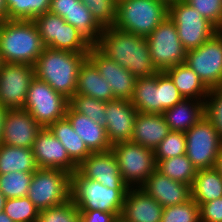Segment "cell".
Instances as JSON below:
<instances>
[{
    "mask_svg": "<svg viewBox=\"0 0 222 222\" xmlns=\"http://www.w3.org/2000/svg\"><path fill=\"white\" fill-rule=\"evenodd\" d=\"M95 46L136 78L152 76L158 72L152 63L147 38L144 36L114 26L106 27Z\"/></svg>",
    "mask_w": 222,
    "mask_h": 222,
    "instance_id": "6da1fadb",
    "label": "cell"
},
{
    "mask_svg": "<svg viewBox=\"0 0 222 222\" xmlns=\"http://www.w3.org/2000/svg\"><path fill=\"white\" fill-rule=\"evenodd\" d=\"M87 58L88 53L45 47L34 65L35 77L70 100L76 93L80 66Z\"/></svg>",
    "mask_w": 222,
    "mask_h": 222,
    "instance_id": "7a4b0ae2",
    "label": "cell"
},
{
    "mask_svg": "<svg viewBox=\"0 0 222 222\" xmlns=\"http://www.w3.org/2000/svg\"><path fill=\"white\" fill-rule=\"evenodd\" d=\"M45 46L33 20L0 22V57L5 63L34 66Z\"/></svg>",
    "mask_w": 222,
    "mask_h": 222,
    "instance_id": "3957f363",
    "label": "cell"
},
{
    "mask_svg": "<svg viewBox=\"0 0 222 222\" xmlns=\"http://www.w3.org/2000/svg\"><path fill=\"white\" fill-rule=\"evenodd\" d=\"M169 14V4L163 0L117 1L114 27L147 37Z\"/></svg>",
    "mask_w": 222,
    "mask_h": 222,
    "instance_id": "277c9868",
    "label": "cell"
},
{
    "mask_svg": "<svg viewBox=\"0 0 222 222\" xmlns=\"http://www.w3.org/2000/svg\"><path fill=\"white\" fill-rule=\"evenodd\" d=\"M128 189H112L100 182L71 175V200L79 210H99L121 216Z\"/></svg>",
    "mask_w": 222,
    "mask_h": 222,
    "instance_id": "5b68a950",
    "label": "cell"
},
{
    "mask_svg": "<svg viewBox=\"0 0 222 222\" xmlns=\"http://www.w3.org/2000/svg\"><path fill=\"white\" fill-rule=\"evenodd\" d=\"M71 174L56 168H38L32 176L27 197L39 209L65 204L71 199Z\"/></svg>",
    "mask_w": 222,
    "mask_h": 222,
    "instance_id": "8992f818",
    "label": "cell"
},
{
    "mask_svg": "<svg viewBox=\"0 0 222 222\" xmlns=\"http://www.w3.org/2000/svg\"><path fill=\"white\" fill-rule=\"evenodd\" d=\"M168 17L176 25L178 37L186 51L198 48L219 31L184 0L169 3Z\"/></svg>",
    "mask_w": 222,
    "mask_h": 222,
    "instance_id": "52a82bcc",
    "label": "cell"
},
{
    "mask_svg": "<svg viewBox=\"0 0 222 222\" xmlns=\"http://www.w3.org/2000/svg\"><path fill=\"white\" fill-rule=\"evenodd\" d=\"M45 47L76 53H88L92 45L71 24L51 12L33 19Z\"/></svg>",
    "mask_w": 222,
    "mask_h": 222,
    "instance_id": "ba28073f",
    "label": "cell"
},
{
    "mask_svg": "<svg viewBox=\"0 0 222 222\" xmlns=\"http://www.w3.org/2000/svg\"><path fill=\"white\" fill-rule=\"evenodd\" d=\"M68 106L69 100L65 96L56 92L48 83L34 77L23 109L28 111L42 128H48L65 117Z\"/></svg>",
    "mask_w": 222,
    "mask_h": 222,
    "instance_id": "9c48e42d",
    "label": "cell"
},
{
    "mask_svg": "<svg viewBox=\"0 0 222 222\" xmlns=\"http://www.w3.org/2000/svg\"><path fill=\"white\" fill-rule=\"evenodd\" d=\"M111 150L116 157L122 179L129 187H140L156 170L152 149L125 141L113 144Z\"/></svg>",
    "mask_w": 222,
    "mask_h": 222,
    "instance_id": "30bf717a",
    "label": "cell"
},
{
    "mask_svg": "<svg viewBox=\"0 0 222 222\" xmlns=\"http://www.w3.org/2000/svg\"><path fill=\"white\" fill-rule=\"evenodd\" d=\"M146 38L152 63L158 72L185 63L187 51L178 37L176 25L169 17Z\"/></svg>",
    "mask_w": 222,
    "mask_h": 222,
    "instance_id": "8fae6325",
    "label": "cell"
},
{
    "mask_svg": "<svg viewBox=\"0 0 222 222\" xmlns=\"http://www.w3.org/2000/svg\"><path fill=\"white\" fill-rule=\"evenodd\" d=\"M185 137V154L197 170L214 167L222 148V140L214 124L205 116L185 132Z\"/></svg>",
    "mask_w": 222,
    "mask_h": 222,
    "instance_id": "7c38bea8",
    "label": "cell"
},
{
    "mask_svg": "<svg viewBox=\"0 0 222 222\" xmlns=\"http://www.w3.org/2000/svg\"><path fill=\"white\" fill-rule=\"evenodd\" d=\"M185 63L209 89L222 88V30L198 48L187 51Z\"/></svg>",
    "mask_w": 222,
    "mask_h": 222,
    "instance_id": "4fadbf2b",
    "label": "cell"
},
{
    "mask_svg": "<svg viewBox=\"0 0 222 222\" xmlns=\"http://www.w3.org/2000/svg\"><path fill=\"white\" fill-rule=\"evenodd\" d=\"M35 77L34 66L2 62L0 67V105L8 110L23 109L31 81Z\"/></svg>",
    "mask_w": 222,
    "mask_h": 222,
    "instance_id": "5bb4252c",
    "label": "cell"
},
{
    "mask_svg": "<svg viewBox=\"0 0 222 222\" xmlns=\"http://www.w3.org/2000/svg\"><path fill=\"white\" fill-rule=\"evenodd\" d=\"M88 59L109 83L115 99H131L137 78L128 69L107 57L96 46L89 50Z\"/></svg>",
    "mask_w": 222,
    "mask_h": 222,
    "instance_id": "9a60e30c",
    "label": "cell"
},
{
    "mask_svg": "<svg viewBox=\"0 0 222 222\" xmlns=\"http://www.w3.org/2000/svg\"><path fill=\"white\" fill-rule=\"evenodd\" d=\"M77 172L84 178L95 180L112 189H129L119 172L112 150L91 153L79 166Z\"/></svg>",
    "mask_w": 222,
    "mask_h": 222,
    "instance_id": "2e32d148",
    "label": "cell"
},
{
    "mask_svg": "<svg viewBox=\"0 0 222 222\" xmlns=\"http://www.w3.org/2000/svg\"><path fill=\"white\" fill-rule=\"evenodd\" d=\"M32 150L38 168L61 169L71 175L78 169L49 128H42L38 132Z\"/></svg>",
    "mask_w": 222,
    "mask_h": 222,
    "instance_id": "e0dca14e",
    "label": "cell"
},
{
    "mask_svg": "<svg viewBox=\"0 0 222 222\" xmlns=\"http://www.w3.org/2000/svg\"><path fill=\"white\" fill-rule=\"evenodd\" d=\"M105 129L111 145L130 141L134 132V122L138 111L130 100L115 99L106 102Z\"/></svg>",
    "mask_w": 222,
    "mask_h": 222,
    "instance_id": "ac0fdd59",
    "label": "cell"
},
{
    "mask_svg": "<svg viewBox=\"0 0 222 222\" xmlns=\"http://www.w3.org/2000/svg\"><path fill=\"white\" fill-rule=\"evenodd\" d=\"M42 127L24 109L8 110L2 133V144L21 148H33Z\"/></svg>",
    "mask_w": 222,
    "mask_h": 222,
    "instance_id": "d6986e66",
    "label": "cell"
},
{
    "mask_svg": "<svg viewBox=\"0 0 222 222\" xmlns=\"http://www.w3.org/2000/svg\"><path fill=\"white\" fill-rule=\"evenodd\" d=\"M150 197H153L163 208L186 203L191 199L190 186L155 170L140 186Z\"/></svg>",
    "mask_w": 222,
    "mask_h": 222,
    "instance_id": "ffe728a7",
    "label": "cell"
},
{
    "mask_svg": "<svg viewBox=\"0 0 222 222\" xmlns=\"http://www.w3.org/2000/svg\"><path fill=\"white\" fill-rule=\"evenodd\" d=\"M163 209L140 187H129L121 217L127 222H161Z\"/></svg>",
    "mask_w": 222,
    "mask_h": 222,
    "instance_id": "44dd1931",
    "label": "cell"
},
{
    "mask_svg": "<svg viewBox=\"0 0 222 222\" xmlns=\"http://www.w3.org/2000/svg\"><path fill=\"white\" fill-rule=\"evenodd\" d=\"M65 117L91 153L111 150L112 145L108 141L106 129L103 125L77 113L70 106L66 110Z\"/></svg>",
    "mask_w": 222,
    "mask_h": 222,
    "instance_id": "7402d4cb",
    "label": "cell"
},
{
    "mask_svg": "<svg viewBox=\"0 0 222 222\" xmlns=\"http://www.w3.org/2000/svg\"><path fill=\"white\" fill-rule=\"evenodd\" d=\"M169 132L170 129L162 114L138 112L130 141L154 151Z\"/></svg>",
    "mask_w": 222,
    "mask_h": 222,
    "instance_id": "603a6c76",
    "label": "cell"
},
{
    "mask_svg": "<svg viewBox=\"0 0 222 222\" xmlns=\"http://www.w3.org/2000/svg\"><path fill=\"white\" fill-rule=\"evenodd\" d=\"M162 115L170 131L185 133L205 117V103L196 99H183Z\"/></svg>",
    "mask_w": 222,
    "mask_h": 222,
    "instance_id": "cb8c5ba5",
    "label": "cell"
},
{
    "mask_svg": "<svg viewBox=\"0 0 222 222\" xmlns=\"http://www.w3.org/2000/svg\"><path fill=\"white\" fill-rule=\"evenodd\" d=\"M101 101L115 100L113 91L96 66L87 58L80 66L76 93Z\"/></svg>",
    "mask_w": 222,
    "mask_h": 222,
    "instance_id": "d4e9b609",
    "label": "cell"
},
{
    "mask_svg": "<svg viewBox=\"0 0 222 222\" xmlns=\"http://www.w3.org/2000/svg\"><path fill=\"white\" fill-rule=\"evenodd\" d=\"M173 81L184 99L205 101L210 89L186 64H179L164 71Z\"/></svg>",
    "mask_w": 222,
    "mask_h": 222,
    "instance_id": "484cf974",
    "label": "cell"
},
{
    "mask_svg": "<svg viewBox=\"0 0 222 222\" xmlns=\"http://www.w3.org/2000/svg\"><path fill=\"white\" fill-rule=\"evenodd\" d=\"M48 128L65 147L70 159L77 166L91 154L66 117L52 123Z\"/></svg>",
    "mask_w": 222,
    "mask_h": 222,
    "instance_id": "4316f807",
    "label": "cell"
},
{
    "mask_svg": "<svg viewBox=\"0 0 222 222\" xmlns=\"http://www.w3.org/2000/svg\"><path fill=\"white\" fill-rule=\"evenodd\" d=\"M191 199L199 206L222 197V176L214 168L200 169L190 187Z\"/></svg>",
    "mask_w": 222,
    "mask_h": 222,
    "instance_id": "83f0119b",
    "label": "cell"
},
{
    "mask_svg": "<svg viewBox=\"0 0 222 222\" xmlns=\"http://www.w3.org/2000/svg\"><path fill=\"white\" fill-rule=\"evenodd\" d=\"M38 169L32 148L0 144V175L9 172H35Z\"/></svg>",
    "mask_w": 222,
    "mask_h": 222,
    "instance_id": "f1b7e54d",
    "label": "cell"
},
{
    "mask_svg": "<svg viewBox=\"0 0 222 222\" xmlns=\"http://www.w3.org/2000/svg\"><path fill=\"white\" fill-rule=\"evenodd\" d=\"M130 103L140 113L158 114L157 73L136 79Z\"/></svg>",
    "mask_w": 222,
    "mask_h": 222,
    "instance_id": "f546056e",
    "label": "cell"
},
{
    "mask_svg": "<svg viewBox=\"0 0 222 222\" xmlns=\"http://www.w3.org/2000/svg\"><path fill=\"white\" fill-rule=\"evenodd\" d=\"M63 19L74 26L92 46L98 43L103 28L81 1L68 14H65Z\"/></svg>",
    "mask_w": 222,
    "mask_h": 222,
    "instance_id": "4dcf8cb0",
    "label": "cell"
},
{
    "mask_svg": "<svg viewBox=\"0 0 222 222\" xmlns=\"http://www.w3.org/2000/svg\"><path fill=\"white\" fill-rule=\"evenodd\" d=\"M156 170L170 179L190 187L198 171L186 154L158 161Z\"/></svg>",
    "mask_w": 222,
    "mask_h": 222,
    "instance_id": "1f68e13d",
    "label": "cell"
},
{
    "mask_svg": "<svg viewBox=\"0 0 222 222\" xmlns=\"http://www.w3.org/2000/svg\"><path fill=\"white\" fill-rule=\"evenodd\" d=\"M7 20H33L49 12L50 0H5Z\"/></svg>",
    "mask_w": 222,
    "mask_h": 222,
    "instance_id": "d6a6232c",
    "label": "cell"
},
{
    "mask_svg": "<svg viewBox=\"0 0 222 222\" xmlns=\"http://www.w3.org/2000/svg\"><path fill=\"white\" fill-rule=\"evenodd\" d=\"M34 172H9L0 175V191L6 199L26 197Z\"/></svg>",
    "mask_w": 222,
    "mask_h": 222,
    "instance_id": "836d02e7",
    "label": "cell"
},
{
    "mask_svg": "<svg viewBox=\"0 0 222 222\" xmlns=\"http://www.w3.org/2000/svg\"><path fill=\"white\" fill-rule=\"evenodd\" d=\"M69 106L77 113H80L105 127V101L97 100L81 94H75L69 100Z\"/></svg>",
    "mask_w": 222,
    "mask_h": 222,
    "instance_id": "e575fe53",
    "label": "cell"
},
{
    "mask_svg": "<svg viewBox=\"0 0 222 222\" xmlns=\"http://www.w3.org/2000/svg\"><path fill=\"white\" fill-rule=\"evenodd\" d=\"M39 211L27 196L6 199L3 210L14 222H37Z\"/></svg>",
    "mask_w": 222,
    "mask_h": 222,
    "instance_id": "d590c367",
    "label": "cell"
},
{
    "mask_svg": "<svg viewBox=\"0 0 222 222\" xmlns=\"http://www.w3.org/2000/svg\"><path fill=\"white\" fill-rule=\"evenodd\" d=\"M158 114L173 107L184 98L165 72H157Z\"/></svg>",
    "mask_w": 222,
    "mask_h": 222,
    "instance_id": "8d00e7d4",
    "label": "cell"
},
{
    "mask_svg": "<svg viewBox=\"0 0 222 222\" xmlns=\"http://www.w3.org/2000/svg\"><path fill=\"white\" fill-rule=\"evenodd\" d=\"M102 27H111L116 22V0H80Z\"/></svg>",
    "mask_w": 222,
    "mask_h": 222,
    "instance_id": "74e56055",
    "label": "cell"
},
{
    "mask_svg": "<svg viewBox=\"0 0 222 222\" xmlns=\"http://www.w3.org/2000/svg\"><path fill=\"white\" fill-rule=\"evenodd\" d=\"M161 222H200V207L193 199L165 207Z\"/></svg>",
    "mask_w": 222,
    "mask_h": 222,
    "instance_id": "f35d334b",
    "label": "cell"
},
{
    "mask_svg": "<svg viewBox=\"0 0 222 222\" xmlns=\"http://www.w3.org/2000/svg\"><path fill=\"white\" fill-rule=\"evenodd\" d=\"M186 137L184 132L170 131L165 139L154 150L155 162L184 155Z\"/></svg>",
    "mask_w": 222,
    "mask_h": 222,
    "instance_id": "ab89813d",
    "label": "cell"
},
{
    "mask_svg": "<svg viewBox=\"0 0 222 222\" xmlns=\"http://www.w3.org/2000/svg\"><path fill=\"white\" fill-rule=\"evenodd\" d=\"M37 222H80V212L70 199L65 204L40 210Z\"/></svg>",
    "mask_w": 222,
    "mask_h": 222,
    "instance_id": "60d3db41",
    "label": "cell"
},
{
    "mask_svg": "<svg viewBox=\"0 0 222 222\" xmlns=\"http://www.w3.org/2000/svg\"><path fill=\"white\" fill-rule=\"evenodd\" d=\"M205 103V116L214 124L222 140V88L210 89Z\"/></svg>",
    "mask_w": 222,
    "mask_h": 222,
    "instance_id": "b9f144b4",
    "label": "cell"
},
{
    "mask_svg": "<svg viewBox=\"0 0 222 222\" xmlns=\"http://www.w3.org/2000/svg\"><path fill=\"white\" fill-rule=\"evenodd\" d=\"M210 21L218 30H222V0H184Z\"/></svg>",
    "mask_w": 222,
    "mask_h": 222,
    "instance_id": "7bdbcfd3",
    "label": "cell"
},
{
    "mask_svg": "<svg viewBox=\"0 0 222 222\" xmlns=\"http://www.w3.org/2000/svg\"><path fill=\"white\" fill-rule=\"evenodd\" d=\"M200 222H222V197L200 206Z\"/></svg>",
    "mask_w": 222,
    "mask_h": 222,
    "instance_id": "ee69618b",
    "label": "cell"
},
{
    "mask_svg": "<svg viewBox=\"0 0 222 222\" xmlns=\"http://www.w3.org/2000/svg\"><path fill=\"white\" fill-rule=\"evenodd\" d=\"M80 222H115L117 216L99 210H79Z\"/></svg>",
    "mask_w": 222,
    "mask_h": 222,
    "instance_id": "f6af8a7d",
    "label": "cell"
},
{
    "mask_svg": "<svg viewBox=\"0 0 222 222\" xmlns=\"http://www.w3.org/2000/svg\"><path fill=\"white\" fill-rule=\"evenodd\" d=\"M80 0H50L49 12L61 18L68 14Z\"/></svg>",
    "mask_w": 222,
    "mask_h": 222,
    "instance_id": "bcb514c9",
    "label": "cell"
},
{
    "mask_svg": "<svg viewBox=\"0 0 222 222\" xmlns=\"http://www.w3.org/2000/svg\"><path fill=\"white\" fill-rule=\"evenodd\" d=\"M8 109L0 105V144L2 143V133Z\"/></svg>",
    "mask_w": 222,
    "mask_h": 222,
    "instance_id": "7dc6e473",
    "label": "cell"
},
{
    "mask_svg": "<svg viewBox=\"0 0 222 222\" xmlns=\"http://www.w3.org/2000/svg\"><path fill=\"white\" fill-rule=\"evenodd\" d=\"M7 19V9L5 0H0V22Z\"/></svg>",
    "mask_w": 222,
    "mask_h": 222,
    "instance_id": "c3c4849f",
    "label": "cell"
},
{
    "mask_svg": "<svg viewBox=\"0 0 222 222\" xmlns=\"http://www.w3.org/2000/svg\"><path fill=\"white\" fill-rule=\"evenodd\" d=\"M214 168L219 172V174L222 176V148L216 158L215 166Z\"/></svg>",
    "mask_w": 222,
    "mask_h": 222,
    "instance_id": "681fc988",
    "label": "cell"
},
{
    "mask_svg": "<svg viewBox=\"0 0 222 222\" xmlns=\"http://www.w3.org/2000/svg\"><path fill=\"white\" fill-rule=\"evenodd\" d=\"M0 222H14L6 213L0 212Z\"/></svg>",
    "mask_w": 222,
    "mask_h": 222,
    "instance_id": "f907efd6",
    "label": "cell"
},
{
    "mask_svg": "<svg viewBox=\"0 0 222 222\" xmlns=\"http://www.w3.org/2000/svg\"><path fill=\"white\" fill-rule=\"evenodd\" d=\"M6 198L3 193L0 191V212H3Z\"/></svg>",
    "mask_w": 222,
    "mask_h": 222,
    "instance_id": "816d5d0a",
    "label": "cell"
},
{
    "mask_svg": "<svg viewBox=\"0 0 222 222\" xmlns=\"http://www.w3.org/2000/svg\"><path fill=\"white\" fill-rule=\"evenodd\" d=\"M115 222H127L124 218H122L121 216L117 217Z\"/></svg>",
    "mask_w": 222,
    "mask_h": 222,
    "instance_id": "f5cc1de1",
    "label": "cell"
},
{
    "mask_svg": "<svg viewBox=\"0 0 222 222\" xmlns=\"http://www.w3.org/2000/svg\"><path fill=\"white\" fill-rule=\"evenodd\" d=\"M163 1H165L169 4V3L175 2L176 0H163Z\"/></svg>",
    "mask_w": 222,
    "mask_h": 222,
    "instance_id": "db71d44e",
    "label": "cell"
}]
</instances>
